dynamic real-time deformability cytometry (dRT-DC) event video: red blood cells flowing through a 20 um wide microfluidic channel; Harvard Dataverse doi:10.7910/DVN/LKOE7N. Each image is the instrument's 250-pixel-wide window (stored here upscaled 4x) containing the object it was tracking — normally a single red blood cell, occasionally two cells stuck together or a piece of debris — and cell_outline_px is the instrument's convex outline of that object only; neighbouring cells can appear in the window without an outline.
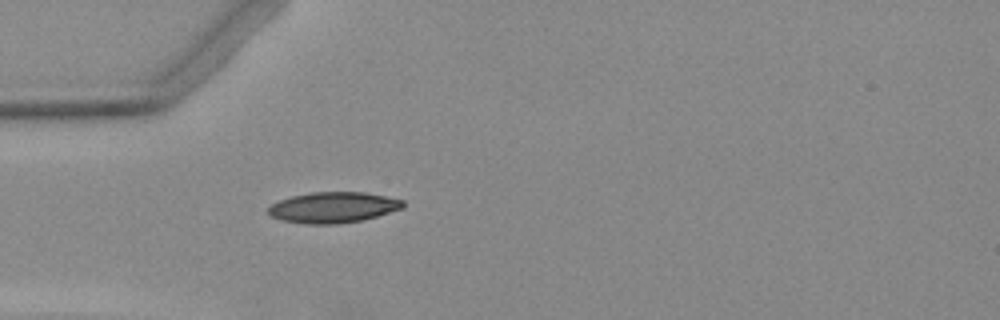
{"species": "Egyptian fruit bat (a non-hibernating species)", "species_latin": "Rousettus aegyptiacus", "temperature_condition": "warm", "stored_images_in_passage": 5, "camera_frame_rate_fps": 3000, "um_per_image_px": 0.085, "animal": {"sex": "female"}, "frame": {"image": 1, "passage_image": 5, "time_ms": 4.667, "image_size_px": [1000, 320], "cell_outline_px": [[404, 208], [364, 220], [336, 224], [304, 224], [280, 220], [272, 216], [268, 212], [268, 208], [272, 204], [280, 200], [292, 196], [312, 192], [364, 192], [404, 200]], "centroid_in_image_um": [28.33, 17.64], "position_along_channel_um": 56.7, "area_um2": 24.22}}